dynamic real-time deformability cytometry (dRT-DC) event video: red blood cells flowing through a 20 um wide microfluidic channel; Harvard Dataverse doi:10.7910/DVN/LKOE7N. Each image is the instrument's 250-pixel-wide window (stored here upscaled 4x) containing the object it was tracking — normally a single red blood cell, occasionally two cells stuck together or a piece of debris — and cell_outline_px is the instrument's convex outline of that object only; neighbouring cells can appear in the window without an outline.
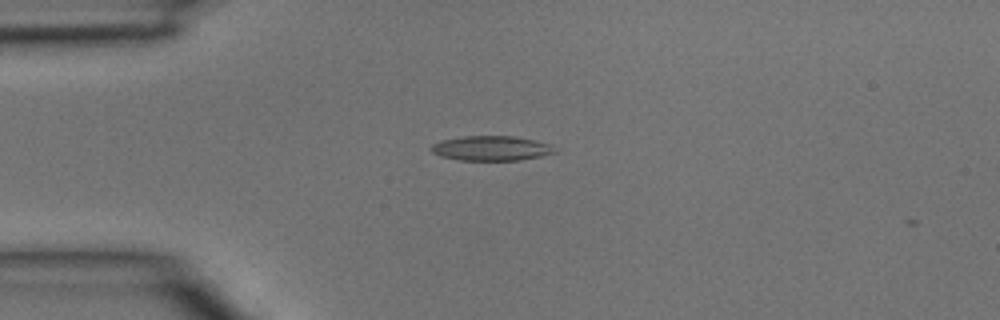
{"species": "common noctule bat (a hibernating species)", "species_latin": "Nyctalus noctula", "temperature_condition": "room temperature", "stored_images_in_passage": 2, "camera_frame_rate_fps": 3000, "um_per_image_px": 0.085, "animal": {"sex": "male", "body_mass_g": 15.6}, "frame": {"image": 1, "passage_image": 2, "time_ms": 0.333, "image_size_px": [1000, 320], "cell_outline_px": [[556, 152], [540, 156], [520, 160], [460, 160], [440, 156], [432, 152], [428, 148], [432, 144], [440, 140], [464, 136], [512, 136], [552, 144]], "centroid_in_image_um": [41.71, 12.6], "position_along_channel_um": 43.3, "area_um2": 17.8}}